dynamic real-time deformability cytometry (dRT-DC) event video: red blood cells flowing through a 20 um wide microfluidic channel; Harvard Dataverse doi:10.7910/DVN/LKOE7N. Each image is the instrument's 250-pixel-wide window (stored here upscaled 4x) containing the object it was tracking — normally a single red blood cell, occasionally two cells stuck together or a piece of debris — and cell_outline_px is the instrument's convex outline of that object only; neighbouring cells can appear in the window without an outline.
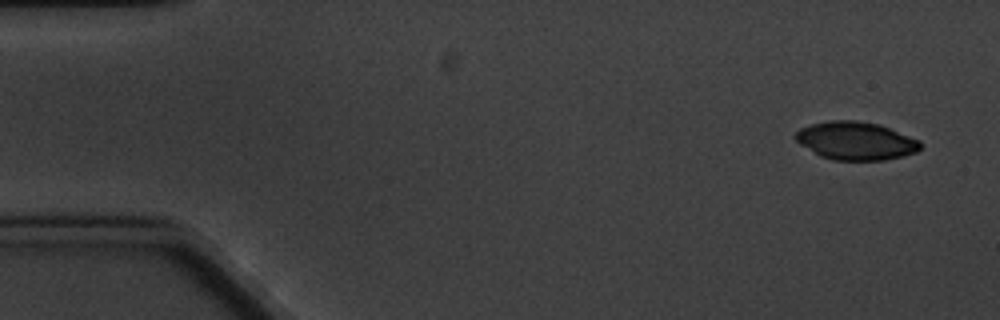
{"species": "common noctule bat (a hibernating species)", "species_latin": "Nyctalus noctula", "temperature_condition": "cold", "stored_images_in_passage": 4, "camera_frame_rate_fps": 3000, "um_per_image_px": 0.085, "animal": {"sex": "male", "body_mass_g": 20.1, "forearm_length_mm": 53.5}, "frame": {"image": 1, "passage_image": 1, "time_ms": 0.0, "image_size_px": [1000, 320], "cell_outline_px": [[920, 148], [916, 152], [884, 160], [832, 160], [820, 156], [800, 144], [792, 136], [800, 128], [812, 124], [828, 120], [856, 120], [880, 124], [920, 140]], "centroid_in_image_um": [72.71, 11.96], "position_along_channel_um": 12.3, "area_um2": 27.74}}